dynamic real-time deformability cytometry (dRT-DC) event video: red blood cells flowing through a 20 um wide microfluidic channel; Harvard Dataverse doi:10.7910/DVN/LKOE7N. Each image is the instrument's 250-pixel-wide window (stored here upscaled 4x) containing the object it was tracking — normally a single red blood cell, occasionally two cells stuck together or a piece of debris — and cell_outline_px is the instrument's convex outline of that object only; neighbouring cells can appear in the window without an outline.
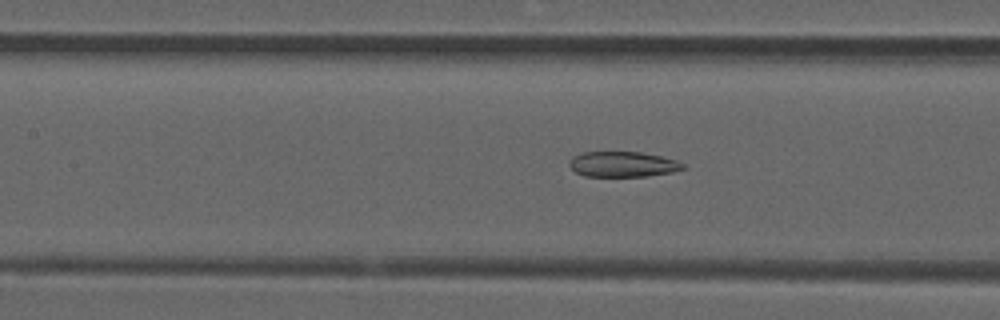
{"species": "common noctule bat (a hibernating species)", "species_latin": "Nyctalus noctula", "temperature_condition": "room temperature", "stored_images_in_passage": 31, "camera_frame_rate_fps": 3000, "um_per_image_px": 0.085, "animal": {"sex": "male", "forearm_length_mm": 52.5}, "frame": {"image": 1, "passage_image": 22, "time_ms": 7.0, "image_size_px": [1000, 320], "cell_outline_px": [[688, 168], [672, 172], [648, 176], [584, 176], [576, 172], [568, 164], [568, 160], [572, 156], [584, 152], [640, 152], [660, 156], [676, 160], [684, 164]], "centroid_in_image_um": [52.94, 13.96], "position_along_channel_um": 154.5, "area_um2": 16.88}}
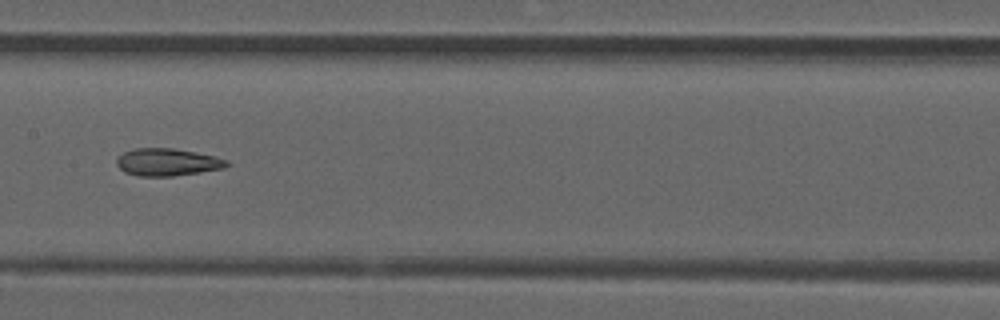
{"frame": {"image": 2, "passage_image": 25, "time_ms": 8.0, "image_size_px": [1000, 320], "cell_outline_px": [[228, 164], [224, 168], [200, 172], [172, 176], [140, 176], [124, 172], [116, 164], [116, 160], [124, 152], [136, 148], [172, 148], [196, 152], [228, 160]], "centroid_in_image_um": [14.21, 13.78], "position_along_channel_um": 193.2, "area_um2": 17.4}}
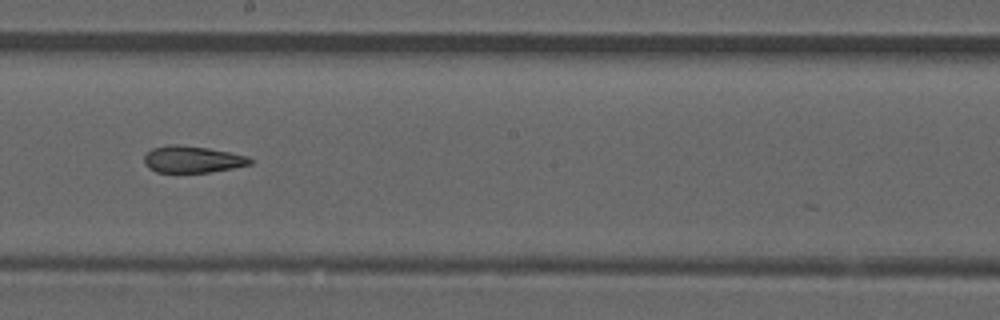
{"frame": {"image": 3, "passage_image": 28, "time_ms": 9.0, "image_size_px": [1000, 320], "cell_outline_px": [[252, 164], [232, 168], [208, 172], [156, 172], [148, 168], [144, 164], [144, 156], [152, 148], [168, 144], [176, 144], [208, 148], [248, 156], [252, 160]], "centroid_in_image_um": [16.32, 13.54], "position_along_channel_um": 231.9, "area_um2": 16.47}}